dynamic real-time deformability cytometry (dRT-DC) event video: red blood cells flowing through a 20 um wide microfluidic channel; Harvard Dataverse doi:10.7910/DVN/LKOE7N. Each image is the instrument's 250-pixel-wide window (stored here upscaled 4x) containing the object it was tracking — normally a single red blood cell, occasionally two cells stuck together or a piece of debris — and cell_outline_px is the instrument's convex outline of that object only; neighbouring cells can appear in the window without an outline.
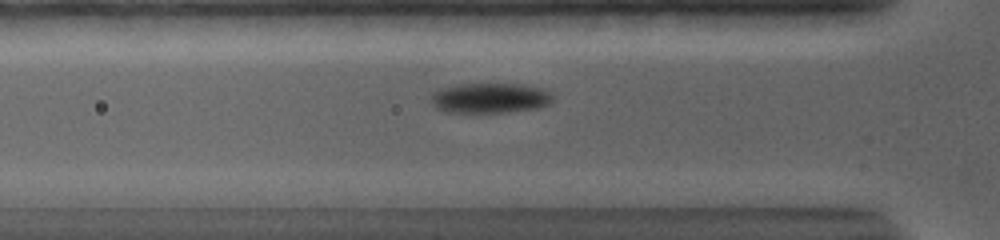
{"species": "common noctule bat (a hibernating species)", "species_latin": "Nyctalus noctula", "temperature_condition": "warm", "stored_images_in_passage": 32, "camera_frame_rate_fps": 5000, "um_per_image_px": 0.085, "animal": {"sex": "female", "body_mass_g": 19.0, "forearm_length_mm": 56.7}, "frame": {"image": 1, "passage_image": 8, "time_ms": 3.8, "image_size_px": [1000, 240], "cell_outline_px": [[552, 100], [548, 104], [540, 108], [508, 112], [448, 112], [436, 108], [432, 104], [432, 92], [440, 88], [456, 84], [524, 84], [544, 88], [552, 92]], "centroid_in_image_um": [41.68, 8.32], "position_along_channel_um": 84.1, "area_um2": 21.62}}
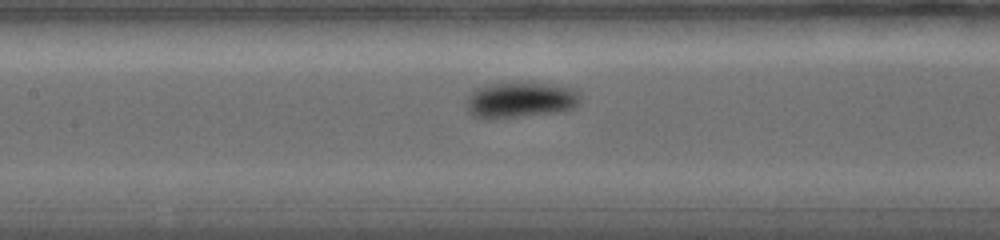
{"frame": {"image": 2, "passage_image": 14, "time_ms": 6.0, "image_size_px": [1000, 240], "cell_outline_px": [[580, 100], [576, 108], [560, 112], [488, 120], [472, 116], [468, 112], [468, 96], [476, 88], [488, 84], [516, 80], [528, 80], [580, 88]], "centroid_in_image_um": [44.3, 8.45], "position_along_channel_um": 163.1, "area_um2": 25.14}}
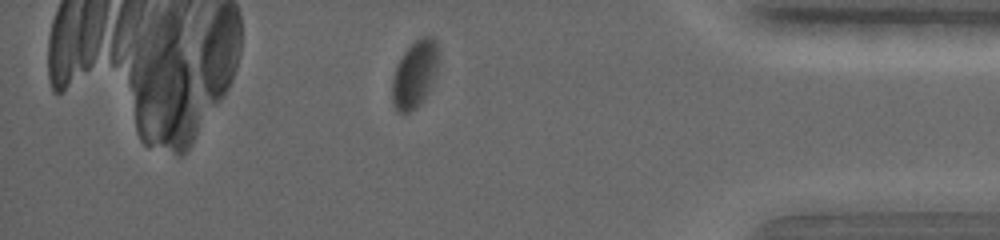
{"frame": {"image": 3, "passage_image": 30, "time_ms": 13.4, "image_size_px": [1000, 240], "cell_outline_px": [[440, 52], [436, 68], [428, 92], [424, 100], [416, 108], [408, 112], [396, 112], [392, 104], [392, 80], [396, 64], [404, 52], [416, 40], [424, 36], [432, 36], [436, 40]], "centroid_in_image_um": [35.24, 6.31], "position_along_channel_um": 400.0, "area_um2": 18.21}, "authors_computed_cell_mechanics": {"area_um2": 21.7039, "velocity_mm_per_s": 3.6036, "shape_relaxation_time_tau1_ms": 1.7262, "shape_relaxation_time_tau2_ms": null, "deformation_change_tau1": 0.1048, "deformation_change_tau2": null}}